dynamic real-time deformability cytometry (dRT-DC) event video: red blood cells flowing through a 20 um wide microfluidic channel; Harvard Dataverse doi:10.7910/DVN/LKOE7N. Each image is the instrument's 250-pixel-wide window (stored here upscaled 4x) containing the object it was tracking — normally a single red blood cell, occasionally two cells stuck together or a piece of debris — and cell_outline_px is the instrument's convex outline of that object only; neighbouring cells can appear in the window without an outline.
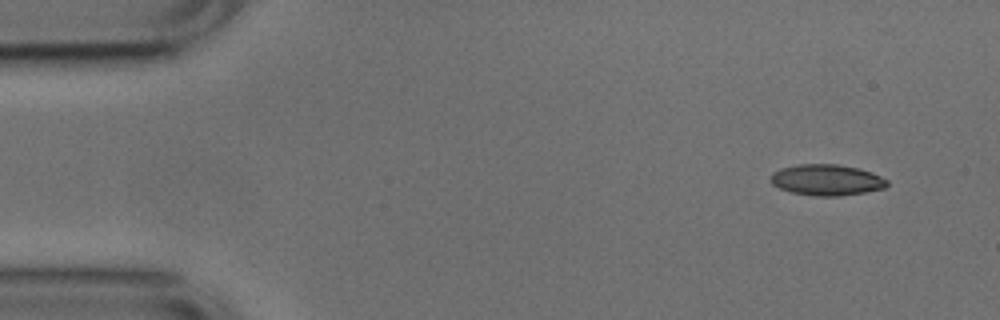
{"species": "common noctule bat (a hibernating species)", "species_latin": "Nyctalus noctula", "temperature_condition": "cold", "stored_images_in_passage": 37, "camera_frame_rate_fps": 3000, "um_per_image_px": 0.085, "animal": {"sex": "male", "body_mass_g": 17.9, "forearm_length_mm": 54.2}, "frame": {"image": 1, "passage_image": 1, "time_ms": 0.0, "image_size_px": [1000, 320], "cell_outline_px": [[888, 184], [884, 188], [864, 192], [840, 196], [812, 196], [792, 192], [780, 188], [772, 184], [768, 180], [768, 176], [772, 172], [780, 168], [796, 164], [840, 164], [872, 172], [888, 180]], "centroid_in_image_um": [70.21, 15.29], "position_along_channel_um": 14.8, "area_um2": 21.27}}
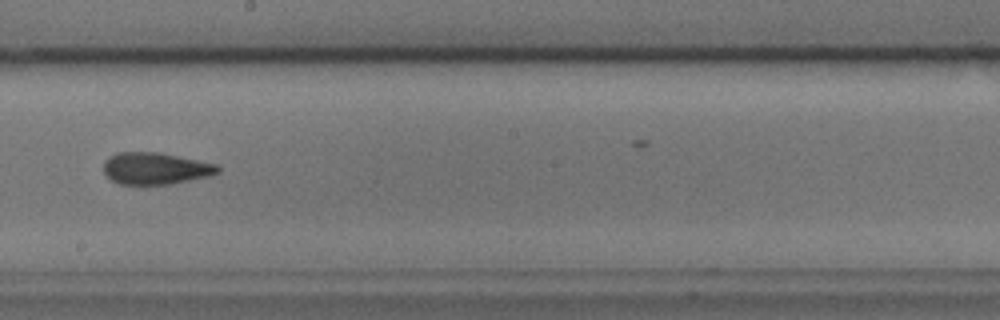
{"frame": {"image": 2, "passage_image": 26, "time_ms": 8.333, "image_size_px": [1000, 320], "cell_outline_px": [[220, 172], [212, 176], [168, 184], [120, 184], [112, 180], [104, 172], [104, 160], [108, 156], [116, 152], [160, 152], [216, 164], [220, 168]], "centroid_in_image_um": [13.22, 14.31], "position_along_channel_um": 235.0, "area_um2": 21.27}}
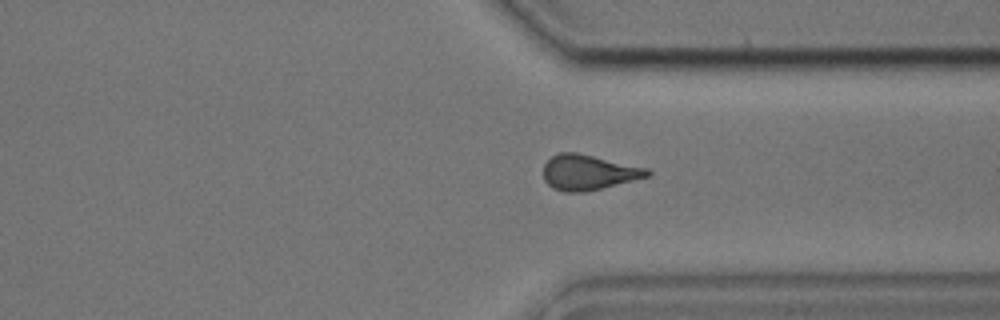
{"frame": {"image": 3, "passage_image": 36, "time_ms": 11.667, "image_size_px": [1000, 320], "cell_outline_px": [[652, 176], [584, 192], [564, 192], [552, 188], [544, 180], [544, 164], [552, 156], [560, 152], [576, 152], [648, 168], [652, 172]], "centroid_in_image_um": [50.04, 14.65], "position_along_channel_um": 361.4, "area_um2": 21.39}}